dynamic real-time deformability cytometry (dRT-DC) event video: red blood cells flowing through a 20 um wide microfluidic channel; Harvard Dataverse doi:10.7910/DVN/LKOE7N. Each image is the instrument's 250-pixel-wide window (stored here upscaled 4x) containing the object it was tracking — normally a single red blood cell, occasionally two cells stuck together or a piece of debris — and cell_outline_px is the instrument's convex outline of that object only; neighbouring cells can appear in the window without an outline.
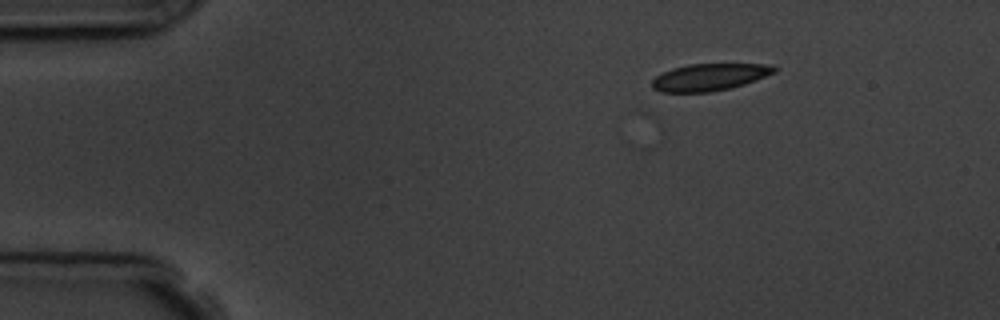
{"species": "common noctule bat (a hibernating species)", "species_latin": "Nyctalus noctula", "temperature_condition": "room temperature", "stored_images_in_passage": 3, "camera_frame_rate_fps": 3000, "um_per_image_px": 0.085, "animal": {"sex": "male", "body_mass_g": 19.5, "forearm_length_mm": 54.6}, "frame": {"image": 1, "passage_image": 1, "time_ms": 0.0, "image_size_px": [1000, 320], "cell_outline_px": [[776, 72], [756, 80], [744, 84], [728, 88], [708, 92], [660, 92], [652, 88], [652, 80], [656, 76], [672, 68], [688, 64], [772, 64], [776, 68]], "centroid_in_image_um": [60.3, 6.55], "position_along_channel_um": 24.7, "area_um2": 19.19}}
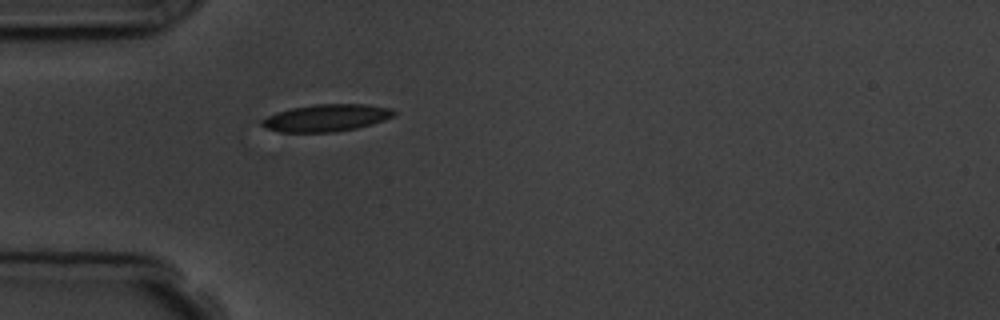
{"frame": {"image": 2, "passage_image": 3, "time_ms": 2.667, "image_size_px": [1000, 320], "cell_outline_px": [[396, 112], [392, 116], [384, 120], [372, 124], [356, 128], [336, 132], [280, 132], [268, 128], [260, 124], [260, 120], [276, 112], [292, 108], [316, 104], [364, 104], [392, 108]], "centroid_in_image_um": [27.74, 10.02], "position_along_channel_um": 57.3, "area_um2": 20.81}}